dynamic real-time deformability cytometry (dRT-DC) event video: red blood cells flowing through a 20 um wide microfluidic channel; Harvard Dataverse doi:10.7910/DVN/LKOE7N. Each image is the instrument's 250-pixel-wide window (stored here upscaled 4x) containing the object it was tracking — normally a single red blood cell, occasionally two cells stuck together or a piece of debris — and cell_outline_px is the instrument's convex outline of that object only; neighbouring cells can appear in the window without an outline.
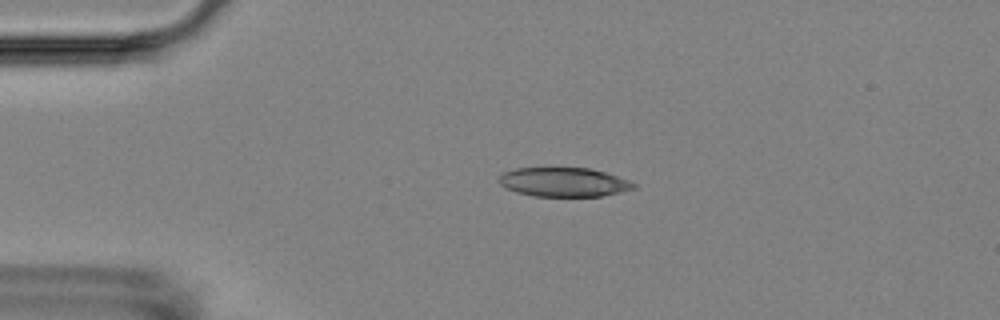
{"species": "Egyptian fruit bat (a non-hibernating species)", "species_latin": "Rousettus aegyptiacus", "temperature_condition": "room temperature", "stored_images_in_passage": 4, "camera_frame_rate_fps": 3000, "um_per_image_px": 0.085, "animal": {"sex": "female"}, "frame": {"image": 1, "passage_image": 3, "time_ms": 2.667, "image_size_px": [1000, 320], "cell_outline_px": [[636, 188], [620, 192], [600, 196], [532, 196], [516, 192], [504, 188], [500, 184], [500, 176], [504, 172], [516, 168], [592, 168], [628, 180], [636, 184]], "centroid_in_image_um": [47.91, 15.48], "position_along_channel_um": 37.1, "area_um2": 22.77}}